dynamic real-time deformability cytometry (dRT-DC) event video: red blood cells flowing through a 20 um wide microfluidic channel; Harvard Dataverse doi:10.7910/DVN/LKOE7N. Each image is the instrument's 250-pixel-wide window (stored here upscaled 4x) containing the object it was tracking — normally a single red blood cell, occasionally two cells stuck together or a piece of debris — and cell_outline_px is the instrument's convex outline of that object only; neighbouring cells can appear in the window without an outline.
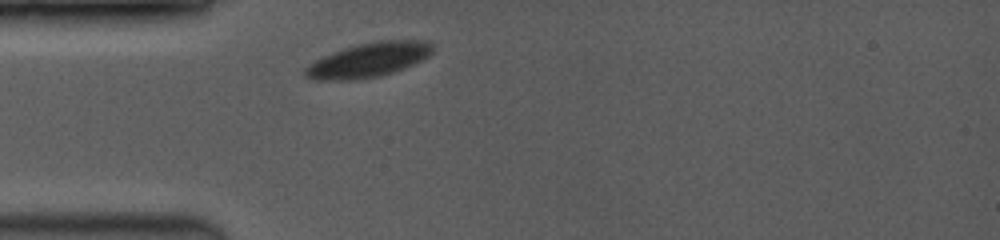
{"species": "common noctule bat (a hibernating species)", "species_latin": "Nyctalus noctula", "temperature_condition": "room temperature", "stored_images_in_passage": 7, "camera_frame_rate_fps": 3500, "um_per_image_px": 0.085, "animal": {"sex": "female", "body_mass_g": 19.0, "forearm_length_mm": 53.3}, "frame": {"image": 1, "passage_image": 1, "time_ms": 0.0, "image_size_px": [1000, 240], "cell_outline_px": [[432, 52], [428, 56], [412, 64], [392, 72], [376, 76], [352, 80], [316, 80], [304, 76], [304, 68], [308, 64], [320, 56], [344, 48], [376, 40], [428, 40], [432, 44]], "centroid_in_image_um": [31.27, 5.08], "position_along_channel_um": 53.7, "area_um2": 25.43}}
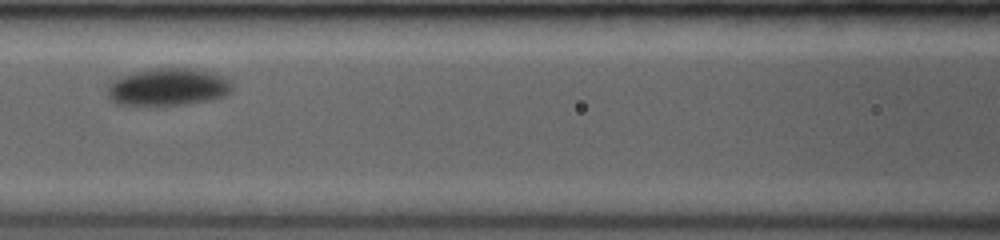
{"frame": {"image": 2, "passage_image": 4, "time_ms": 2.857, "image_size_px": [1000, 240], "cell_outline_px": [[232, 92], [224, 96], [212, 100], [184, 104], [116, 104], [108, 96], [108, 84], [116, 76], [156, 68], [188, 68], [216, 72], [232, 80]], "centroid_in_image_um": [14.34, 7.37], "position_along_channel_um": 152.3, "area_um2": 27.34}}
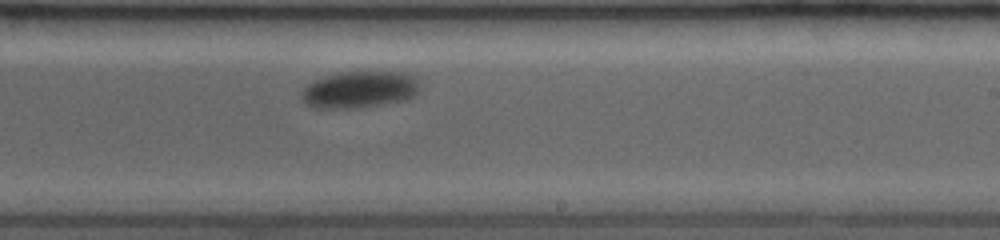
{"frame": {"image": 3, "passage_image": 7, "time_ms": 5.714, "image_size_px": [1000, 240], "cell_outline_px": [[420, 92], [416, 96], [408, 100], [356, 108], [316, 108], [304, 104], [304, 88], [308, 84], [324, 76], [340, 72], [408, 72], [420, 80]], "centroid_in_image_um": [30.67, 7.61], "position_along_channel_um": 258.3, "area_um2": 25.61}}